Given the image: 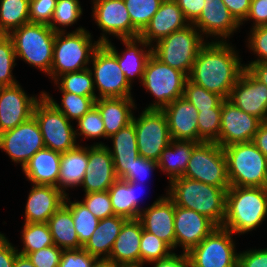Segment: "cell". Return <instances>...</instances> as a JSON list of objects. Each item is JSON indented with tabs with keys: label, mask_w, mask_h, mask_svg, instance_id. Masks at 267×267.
I'll return each mask as SVG.
<instances>
[{
	"label": "cell",
	"mask_w": 267,
	"mask_h": 267,
	"mask_svg": "<svg viewBox=\"0 0 267 267\" xmlns=\"http://www.w3.org/2000/svg\"><path fill=\"white\" fill-rule=\"evenodd\" d=\"M245 69L237 50L230 43L212 40L197 54L188 79L206 90L228 99Z\"/></svg>",
	"instance_id": "6da1fadb"
},
{
	"label": "cell",
	"mask_w": 267,
	"mask_h": 267,
	"mask_svg": "<svg viewBox=\"0 0 267 267\" xmlns=\"http://www.w3.org/2000/svg\"><path fill=\"white\" fill-rule=\"evenodd\" d=\"M169 184L166 195L174 205L192 209L222 227L228 189L185 177L173 179Z\"/></svg>",
	"instance_id": "7a4b0ae2"
},
{
	"label": "cell",
	"mask_w": 267,
	"mask_h": 267,
	"mask_svg": "<svg viewBox=\"0 0 267 267\" xmlns=\"http://www.w3.org/2000/svg\"><path fill=\"white\" fill-rule=\"evenodd\" d=\"M267 216V187L230 186L226 193L222 227L233 234H246Z\"/></svg>",
	"instance_id": "3957f363"
},
{
	"label": "cell",
	"mask_w": 267,
	"mask_h": 267,
	"mask_svg": "<svg viewBox=\"0 0 267 267\" xmlns=\"http://www.w3.org/2000/svg\"><path fill=\"white\" fill-rule=\"evenodd\" d=\"M92 36L85 28L78 27L70 33L56 32L50 78L54 81L67 72H78L89 67L94 51L100 42L92 43Z\"/></svg>",
	"instance_id": "277c9868"
},
{
	"label": "cell",
	"mask_w": 267,
	"mask_h": 267,
	"mask_svg": "<svg viewBox=\"0 0 267 267\" xmlns=\"http://www.w3.org/2000/svg\"><path fill=\"white\" fill-rule=\"evenodd\" d=\"M56 32L49 25L26 23L13 30L9 36L14 44L16 58L37 67L48 75L52 66Z\"/></svg>",
	"instance_id": "5b68a950"
},
{
	"label": "cell",
	"mask_w": 267,
	"mask_h": 267,
	"mask_svg": "<svg viewBox=\"0 0 267 267\" xmlns=\"http://www.w3.org/2000/svg\"><path fill=\"white\" fill-rule=\"evenodd\" d=\"M230 186L267 187V157L251 142L223 148Z\"/></svg>",
	"instance_id": "8992f818"
},
{
	"label": "cell",
	"mask_w": 267,
	"mask_h": 267,
	"mask_svg": "<svg viewBox=\"0 0 267 267\" xmlns=\"http://www.w3.org/2000/svg\"><path fill=\"white\" fill-rule=\"evenodd\" d=\"M206 43L199 30L190 24L155 43L152 53L163 63L189 76L197 54Z\"/></svg>",
	"instance_id": "52a82bcc"
},
{
	"label": "cell",
	"mask_w": 267,
	"mask_h": 267,
	"mask_svg": "<svg viewBox=\"0 0 267 267\" xmlns=\"http://www.w3.org/2000/svg\"><path fill=\"white\" fill-rule=\"evenodd\" d=\"M187 79L185 73L163 63L152 53L146 62L141 84L146 92L149 91L155 97V101L145 109L162 110L176 99L183 97Z\"/></svg>",
	"instance_id": "ba28073f"
},
{
	"label": "cell",
	"mask_w": 267,
	"mask_h": 267,
	"mask_svg": "<svg viewBox=\"0 0 267 267\" xmlns=\"http://www.w3.org/2000/svg\"><path fill=\"white\" fill-rule=\"evenodd\" d=\"M182 177L228 189L227 160L223 148L215 142L198 143Z\"/></svg>",
	"instance_id": "9c48e42d"
},
{
	"label": "cell",
	"mask_w": 267,
	"mask_h": 267,
	"mask_svg": "<svg viewBox=\"0 0 267 267\" xmlns=\"http://www.w3.org/2000/svg\"><path fill=\"white\" fill-rule=\"evenodd\" d=\"M33 117L39 125L45 148L63 153L79 145L71 121L44 96L35 104Z\"/></svg>",
	"instance_id": "30bf717a"
},
{
	"label": "cell",
	"mask_w": 267,
	"mask_h": 267,
	"mask_svg": "<svg viewBox=\"0 0 267 267\" xmlns=\"http://www.w3.org/2000/svg\"><path fill=\"white\" fill-rule=\"evenodd\" d=\"M232 235L229 230L216 227L187 252L190 267H237L238 253Z\"/></svg>",
	"instance_id": "8fae6325"
},
{
	"label": "cell",
	"mask_w": 267,
	"mask_h": 267,
	"mask_svg": "<svg viewBox=\"0 0 267 267\" xmlns=\"http://www.w3.org/2000/svg\"><path fill=\"white\" fill-rule=\"evenodd\" d=\"M138 154L158 161L161 152L170 144L167 117L162 110L144 109L138 118L133 116Z\"/></svg>",
	"instance_id": "7c38bea8"
},
{
	"label": "cell",
	"mask_w": 267,
	"mask_h": 267,
	"mask_svg": "<svg viewBox=\"0 0 267 267\" xmlns=\"http://www.w3.org/2000/svg\"><path fill=\"white\" fill-rule=\"evenodd\" d=\"M91 62L95 89L99 92L97 99L132 97V86L120 69L117 57L104 44L94 51Z\"/></svg>",
	"instance_id": "4fadbf2b"
},
{
	"label": "cell",
	"mask_w": 267,
	"mask_h": 267,
	"mask_svg": "<svg viewBox=\"0 0 267 267\" xmlns=\"http://www.w3.org/2000/svg\"><path fill=\"white\" fill-rule=\"evenodd\" d=\"M93 18L103 31L101 44L110 40L105 34L118 39L137 38L140 32L132 25L124 0H93Z\"/></svg>",
	"instance_id": "5bb4252c"
},
{
	"label": "cell",
	"mask_w": 267,
	"mask_h": 267,
	"mask_svg": "<svg viewBox=\"0 0 267 267\" xmlns=\"http://www.w3.org/2000/svg\"><path fill=\"white\" fill-rule=\"evenodd\" d=\"M44 148L43 136L33 116L0 134V149L6 152L12 162L21 164L22 168L37 151Z\"/></svg>",
	"instance_id": "9a60e30c"
},
{
	"label": "cell",
	"mask_w": 267,
	"mask_h": 267,
	"mask_svg": "<svg viewBox=\"0 0 267 267\" xmlns=\"http://www.w3.org/2000/svg\"><path fill=\"white\" fill-rule=\"evenodd\" d=\"M262 121L242 111L228 99L222 101L219 138L215 142L222 148L232 144L251 142Z\"/></svg>",
	"instance_id": "2e32d148"
},
{
	"label": "cell",
	"mask_w": 267,
	"mask_h": 267,
	"mask_svg": "<svg viewBox=\"0 0 267 267\" xmlns=\"http://www.w3.org/2000/svg\"><path fill=\"white\" fill-rule=\"evenodd\" d=\"M28 96L20 86L15 85L0 87V134L14 129L19 124L33 116L35 104L42 98Z\"/></svg>",
	"instance_id": "e0dca14e"
},
{
	"label": "cell",
	"mask_w": 267,
	"mask_h": 267,
	"mask_svg": "<svg viewBox=\"0 0 267 267\" xmlns=\"http://www.w3.org/2000/svg\"><path fill=\"white\" fill-rule=\"evenodd\" d=\"M117 179L112 156L104 143L88 146V165L80 185L85 194L108 191Z\"/></svg>",
	"instance_id": "ac0fdd59"
},
{
	"label": "cell",
	"mask_w": 267,
	"mask_h": 267,
	"mask_svg": "<svg viewBox=\"0 0 267 267\" xmlns=\"http://www.w3.org/2000/svg\"><path fill=\"white\" fill-rule=\"evenodd\" d=\"M228 100L242 111L267 121V85L257 80L246 68L232 88Z\"/></svg>",
	"instance_id": "d6986e66"
},
{
	"label": "cell",
	"mask_w": 267,
	"mask_h": 267,
	"mask_svg": "<svg viewBox=\"0 0 267 267\" xmlns=\"http://www.w3.org/2000/svg\"><path fill=\"white\" fill-rule=\"evenodd\" d=\"M217 226L198 212L175 205V248L181 246L184 253L198 245Z\"/></svg>",
	"instance_id": "ffe728a7"
},
{
	"label": "cell",
	"mask_w": 267,
	"mask_h": 267,
	"mask_svg": "<svg viewBox=\"0 0 267 267\" xmlns=\"http://www.w3.org/2000/svg\"><path fill=\"white\" fill-rule=\"evenodd\" d=\"M192 24L206 38L217 36L219 42H225L240 27L223 0H205L201 14Z\"/></svg>",
	"instance_id": "44dd1931"
},
{
	"label": "cell",
	"mask_w": 267,
	"mask_h": 267,
	"mask_svg": "<svg viewBox=\"0 0 267 267\" xmlns=\"http://www.w3.org/2000/svg\"><path fill=\"white\" fill-rule=\"evenodd\" d=\"M175 205L167 196H161L140 212L139 220L143 230L157 236L175 249L174 229Z\"/></svg>",
	"instance_id": "7402d4cb"
},
{
	"label": "cell",
	"mask_w": 267,
	"mask_h": 267,
	"mask_svg": "<svg viewBox=\"0 0 267 267\" xmlns=\"http://www.w3.org/2000/svg\"><path fill=\"white\" fill-rule=\"evenodd\" d=\"M162 111L167 117L172 140L199 143L198 111L192 103L181 97L165 106Z\"/></svg>",
	"instance_id": "603a6c76"
},
{
	"label": "cell",
	"mask_w": 267,
	"mask_h": 267,
	"mask_svg": "<svg viewBox=\"0 0 267 267\" xmlns=\"http://www.w3.org/2000/svg\"><path fill=\"white\" fill-rule=\"evenodd\" d=\"M188 25L190 23L176 1H163L139 37L153 46L154 42L157 43L172 32L184 29Z\"/></svg>",
	"instance_id": "cb8c5ba5"
},
{
	"label": "cell",
	"mask_w": 267,
	"mask_h": 267,
	"mask_svg": "<svg viewBox=\"0 0 267 267\" xmlns=\"http://www.w3.org/2000/svg\"><path fill=\"white\" fill-rule=\"evenodd\" d=\"M65 197L56 186L33 184L25 205V223H47Z\"/></svg>",
	"instance_id": "d4e9b609"
},
{
	"label": "cell",
	"mask_w": 267,
	"mask_h": 267,
	"mask_svg": "<svg viewBox=\"0 0 267 267\" xmlns=\"http://www.w3.org/2000/svg\"><path fill=\"white\" fill-rule=\"evenodd\" d=\"M119 40L122 41L126 47L125 51L121 52V55L111 41L104 43V45L117 57L120 69L124 73L129 84L132 86V81L135 76L139 77L138 79L140 81L142 80L146 62L152 54V46L140 37ZM139 45H142L143 48L139 47Z\"/></svg>",
	"instance_id": "484cf974"
},
{
	"label": "cell",
	"mask_w": 267,
	"mask_h": 267,
	"mask_svg": "<svg viewBox=\"0 0 267 267\" xmlns=\"http://www.w3.org/2000/svg\"><path fill=\"white\" fill-rule=\"evenodd\" d=\"M142 231L138 218L127 219L114 241L108 260L115 264H140Z\"/></svg>",
	"instance_id": "4316f807"
},
{
	"label": "cell",
	"mask_w": 267,
	"mask_h": 267,
	"mask_svg": "<svg viewBox=\"0 0 267 267\" xmlns=\"http://www.w3.org/2000/svg\"><path fill=\"white\" fill-rule=\"evenodd\" d=\"M94 106L99 110L105 128V139L126 127L133 120V97L125 98H98Z\"/></svg>",
	"instance_id": "83f0119b"
},
{
	"label": "cell",
	"mask_w": 267,
	"mask_h": 267,
	"mask_svg": "<svg viewBox=\"0 0 267 267\" xmlns=\"http://www.w3.org/2000/svg\"><path fill=\"white\" fill-rule=\"evenodd\" d=\"M61 153L44 148L37 151L22 168L32 185L57 186Z\"/></svg>",
	"instance_id": "f1b7e54d"
},
{
	"label": "cell",
	"mask_w": 267,
	"mask_h": 267,
	"mask_svg": "<svg viewBox=\"0 0 267 267\" xmlns=\"http://www.w3.org/2000/svg\"><path fill=\"white\" fill-rule=\"evenodd\" d=\"M109 138L113 149L105 146L112 156L116 176L121 179L139 156L134 123L131 122Z\"/></svg>",
	"instance_id": "f546056e"
},
{
	"label": "cell",
	"mask_w": 267,
	"mask_h": 267,
	"mask_svg": "<svg viewBox=\"0 0 267 267\" xmlns=\"http://www.w3.org/2000/svg\"><path fill=\"white\" fill-rule=\"evenodd\" d=\"M88 165V147L76 148L61 153L60 171L57 188L65 195L67 188L80 186Z\"/></svg>",
	"instance_id": "4dcf8cb0"
},
{
	"label": "cell",
	"mask_w": 267,
	"mask_h": 267,
	"mask_svg": "<svg viewBox=\"0 0 267 267\" xmlns=\"http://www.w3.org/2000/svg\"><path fill=\"white\" fill-rule=\"evenodd\" d=\"M126 220L117 215L99 220L94 233L82 248L97 259H108Z\"/></svg>",
	"instance_id": "1f68e13d"
},
{
	"label": "cell",
	"mask_w": 267,
	"mask_h": 267,
	"mask_svg": "<svg viewBox=\"0 0 267 267\" xmlns=\"http://www.w3.org/2000/svg\"><path fill=\"white\" fill-rule=\"evenodd\" d=\"M197 142L171 140L170 144L161 152L160 158L157 161L158 169L168 174L169 182L178 177H182L193 148Z\"/></svg>",
	"instance_id": "d6a6232c"
},
{
	"label": "cell",
	"mask_w": 267,
	"mask_h": 267,
	"mask_svg": "<svg viewBox=\"0 0 267 267\" xmlns=\"http://www.w3.org/2000/svg\"><path fill=\"white\" fill-rule=\"evenodd\" d=\"M54 244L62 250L79 249V237L71 211L63 204L47 221Z\"/></svg>",
	"instance_id": "836d02e7"
},
{
	"label": "cell",
	"mask_w": 267,
	"mask_h": 267,
	"mask_svg": "<svg viewBox=\"0 0 267 267\" xmlns=\"http://www.w3.org/2000/svg\"><path fill=\"white\" fill-rule=\"evenodd\" d=\"M29 22V0H0V34L9 35Z\"/></svg>",
	"instance_id": "e575fe53"
},
{
	"label": "cell",
	"mask_w": 267,
	"mask_h": 267,
	"mask_svg": "<svg viewBox=\"0 0 267 267\" xmlns=\"http://www.w3.org/2000/svg\"><path fill=\"white\" fill-rule=\"evenodd\" d=\"M62 94L60 106L53 97L43 91V96L70 121L82 118L94 106L97 99V96H81L69 92H62Z\"/></svg>",
	"instance_id": "d590c367"
},
{
	"label": "cell",
	"mask_w": 267,
	"mask_h": 267,
	"mask_svg": "<svg viewBox=\"0 0 267 267\" xmlns=\"http://www.w3.org/2000/svg\"><path fill=\"white\" fill-rule=\"evenodd\" d=\"M64 205L71 211L79 243L84 246L97 228L99 219L81 201L71 202L68 195Z\"/></svg>",
	"instance_id": "8d00e7d4"
},
{
	"label": "cell",
	"mask_w": 267,
	"mask_h": 267,
	"mask_svg": "<svg viewBox=\"0 0 267 267\" xmlns=\"http://www.w3.org/2000/svg\"><path fill=\"white\" fill-rule=\"evenodd\" d=\"M54 83L57 84L56 86L61 92H69L81 96H97L90 68L78 72L64 73L58 76Z\"/></svg>",
	"instance_id": "74e56055"
},
{
	"label": "cell",
	"mask_w": 267,
	"mask_h": 267,
	"mask_svg": "<svg viewBox=\"0 0 267 267\" xmlns=\"http://www.w3.org/2000/svg\"><path fill=\"white\" fill-rule=\"evenodd\" d=\"M114 214L134 219L133 182L117 179L108 189Z\"/></svg>",
	"instance_id": "f35d334b"
},
{
	"label": "cell",
	"mask_w": 267,
	"mask_h": 267,
	"mask_svg": "<svg viewBox=\"0 0 267 267\" xmlns=\"http://www.w3.org/2000/svg\"><path fill=\"white\" fill-rule=\"evenodd\" d=\"M21 233L23 249L19 251L17 248L19 254L27 256L31 252L54 245L47 223H24Z\"/></svg>",
	"instance_id": "ab89813d"
},
{
	"label": "cell",
	"mask_w": 267,
	"mask_h": 267,
	"mask_svg": "<svg viewBox=\"0 0 267 267\" xmlns=\"http://www.w3.org/2000/svg\"><path fill=\"white\" fill-rule=\"evenodd\" d=\"M132 25L141 33L160 8L162 0H124Z\"/></svg>",
	"instance_id": "60d3db41"
},
{
	"label": "cell",
	"mask_w": 267,
	"mask_h": 267,
	"mask_svg": "<svg viewBox=\"0 0 267 267\" xmlns=\"http://www.w3.org/2000/svg\"><path fill=\"white\" fill-rule=\"evenodd\" d=\"M82 11L79 0H57L49 27L55 32L66 31L64 27L75 24L83 14Z\"/></svg>",
	"instance_id": "b9f144b4"
},
{
	"label": "cell",
	"mask_w": 267,
	"mask_h": 267,
	"mask_svg": "<svg viewBox=\"0 0 267 267\" xmlns=\"http://www.w3.org/2000/svg\"><path fill=\"white\" fill-rule=\"evenodd\" d=\"M173 249L157 236L143 230L140 243V264L151 263L169 257Z\"/></svg>",
	"instance_id": "7bdbcfd3"
},
{
	"label": "cell",
	"mask_w": 267,
	"mask_h": 267,
	"mask_svg": "<svg viewBox=\"0 0 267 267\" xmlns=\"http://www.w3.org/2000/svg\"><path fill=\"white\" fill-rule=\"evenodd\" d=\"M222 102L211 110H200L198 112V134L199 143L216 142L220 133Z\"/></svg>",
	"instance_id": "ee69618b"
},
{
	"label": "cell",
	"mask_w": 267,
	"mask_h": 267,
	"mask_svg": "<svg viewBox=\"0 0 267 267\" xmlns=\"http://www.w3.org/2000/svg\"><path fill=\"white\" fill-rule=\"evenodd\" d=\"M14 44L9 35L0 34V87L11 86L18 83L14 79L12 70L16 65Z\"/></svg>",
	"instance_id": "f6af8a7d"
},
{
	"label": "cell",
	"mask_w": 267,
	"mask_h": 267,
	"mask_svg": "<svg viewBox=\"0 0 267 267\" xmlns=\"http://www.w3.org/2000/svg\"><path fill=\"white\" fill-rule=\"evenodd\" d=\"M183 97L192 103L198 112L216 108L224 100L218 94L206 90L189 79L186 80Z\"/></svg>",
	"instance_id": "bcb514c9"
},
{
	"label": "cell",
	"mask_w": 267,
	"mask_h": 267,
	"mask_svg": "<svg viewBox=\"0 0 267 267\" xmlns=\"http://www.w3.org/2000/svg\"><path fill=\"white\" fill-rule=\"evenodd\" d=\"M76 122L77 130H75L76 138L77 136H84L86 138H105V128L103 119L99 110L93 106L82 118L78 119ZM80 130V132H78Z\"/></svg>",
	"instance_id": "7dc6e473"
},
{
	"label": "cell",
	"mask_w": 267,
	"mask_h": 267,
	"mask_svg": "<svg viewBox=\"0 0 267 267\" xmlns=\"http://www.w3.org/2000/svg\"><path fill=\"white\" fill-rule=\"evenodd\" d=\"M84 196L85 198L81 202L99 220L115 215L108 191L90 192L84 194Z\"/></svg>",
	"instance_id": "c3c4849f"
},
{
	"label": "cell",
	"mask_w": 267,
	"mask_h": 267,
	"mask_svg": "<svg viewBox=\"0 0 267 267\" xmlns=\"http://www.w3.org/2000/svg\"><path fill=\"white\" fill-rule=\"evenodd\" d=\"M247 42L249 49L257 54L258 58L249 64H244L245 68L251 63L267 62V25L252 27Z\"/></svg>",
	"instance_id": "681fc988"
},
{
	"label": "cell",
	"mask_w": 267,
	"mask_h": 267,
	"mask_svg": "<svg viewBox=\"0 0 267 267\" xmlns=\"http://www.w3.org/2000/svg\"><path fill=\"white\" fill-rule=\"evenodd\" d=\"M57 0H29V19L32 23L49 25Z\"/></svg>",
	"instance_id": "f907efd6"
},
{
	"label": "cell",
	"mask_w": 267,
	"mask_h": 267,
	"mask_svg": "<svg viewBox=\"0 0 267 267\" xmlns=\"http://www.w3.org/2000/svg\"><path fill=\"white\" fill-rule=\"evenodd\" d=\"M97 260L83 248L63 250L58 267H93Z\"/></svg>",
	"instance_id": "816d5d0a"
},
{
	"label": "cell",
	"mask_w": 267,
	"mask_h": 267,
	"mask_svg": "<svg viewBox=\"0 0 267 267\" xmlns=\"http://www.w3.org/2000/svg\"><path fill=\"white\" fill-rule=\"evenodd\" d=\"M158 168L157 161L151 159H145L142 156H137L134 160L131 169L121 178V180H126L129 182H139L140 184L145 182V178L152 173V170Z\"/></svg>",
	"instance_id": "f5cc1de1"
},
{
	"label": "cell",
	"mask_w": 267,
	"mask_h": 267,
	"mask_svg": "<svg viewBox=\"0 0 267 267\" xmlns=\"http://www.w3.org/2000/svg\"><path fill=\"white\" fill-rule=\"evenodd\" d=\"M62 251V249L54 244L31 252L27 256L36 267H58Z\"/></svg>",
	"instance_id": "db71d44e"
},
{
	"label": "cell",
	"mask_w": 267,
	"mask_h": 267,
	"mask_svg": "<svg viewBox=\"0 0 267 267\" xmlns=\"http://www.w3.org/2000/svg\"><path fill=\"white\" fill-rule=\"evenodd\" d=\"M237 267H267V248L238 253Z\"/></svg>",
	"instance_id": "11a10c76"
},
{
	"label": "cell",
	"mask_w": 267,
	"mask_h": 267,
	"mask_svg": "<svg viewBox=\"0 0 267 267\" xmlns=\"http://www.w3.org/2000/svg\"><path fill=\"white\" fill-rule=\"evenodd\" d=\"M253 19V26L267 25V0H251L249 14L245 21Z\"/></svg>",
	"instance_id": "9f6ffc18"
},
{
	"label": "cell",
	"mask_w": 267,
	"mask_h": 267,
	"mask_svg": "<svg viewBox=\"0 0 267 267\" xmlns=\"http://www.w3.org/2000/svg\"><path fill=\"white\" fill-rule=\"evenodd\" d=\"M223 2L235 20L242 25L249 14L251 0H223Z\"/></svg>",
	"instance_id": "6f0895ef"
},
{
	"label": "cell",
	"mask_w": 267,
	"mask_h": 267,
	"mask_svg": "<svg viewBox=\"0 0 267 267\" xmlns=\"http://www.w3.org/2000/svg\"><path fill=\"white\" fill-rule=\"evenodd\" d=\"M17 254V249L0 232V267H13Z\"/></svg>",
	"instance_id": "680465c9"
},
{
	"label": "cell",
	"mask_w": 267,
	"mask_h": 267,
	"mask_svg": "<svg viewBox=\"0 0 267 267\" xmlns=\"http://www.w3.org/2000/svg\"><path fill=\"white\" fill-rule=\"evenodd\" d=\"M185 18L192 24L201 14L205 0H177Z\"/></svg>",
	"instance_id": "91938a15"
},
{
	"label": "cell",
	"mask_w": 267,
	"mask_h": 267,
	"mask_svg": "<svg viewBox=\"0 0 267 267\" xmlns=\"http://www.w3.org/2000/svg\"><path fill=\"white\" fill-rule=\"evenodd\" d=\"M153 267H190V261L187 253H181L177 255L172 253L169 257L152 262Z\"/></svg>",
	"instance_id": "94428289"
},
{
	"label": "cell",
	"mask_w": 267,
	"mask_h": 267,
	"mask_svg": "<svg viewBox=\"0 0 267 267\" xmlns=\"http://www.w3.org/2000/svg\"><path fill=\"white\" fill-rule=\"evenodd\" d=\"M252 142L267 157V121L260 123Z\"/></svg>",
	"instance_id": "6125c7cd"
},
{
	"label": "cell",
	"mask_w": 267,
	"mask_h": 267,
	"mask_svg": "<svg viewBox=\"0 0 267 267\" xmlns=\"http://www.w3.org/2000/svg\"><path fill=\"white\" fill-rule=\"evenodd\" d=\"M246 69L257 80L267 85V62L251 63Z\"/></svg>",
	"instance_id": "be15d7a7"
},
{
	"label": "cell",
	"mask_w": 267,
	"mask_h": 267,
	"mask_svg": "<svg viewBox=\"0 0 267 267\" xmlns=\"http://www.w3.org/2000/svg\"><path fill=\"white\" fill-rule=\"evenodd\" d=\"M13 267H36L28 256L17 254Z\"/></svg>",
	"instance_id": "e7e4bbea"
},
{
	"label": "cell",
	"mask_w": 267,
	"mask_h": 267,
	"mask_svg": "<svg viewBox=\"0 0 267 267\" xmlns=\"http://www.w3.org/2000/svg\"><path fill=\"white\" fill-rule=\"evenodd\" d=\"M139 182H133V195H134V219L139 218L140 212L143 210V208H139L140 206H138L140 199L138 200V189L139 187H141V185H139ZM139 185V187H138ZM138 188V189H137Z\"/></svg>",
	"instance_id": "03108f58"
},
{
	"label": "cell",
	"mask_w": 267,
	"mask_h": 267,
	"mask_svg": "<svg viewBox=\"0 0 267 267\" xmlns=\"http://www.w3.org/2000/svg\"><path fill=\"white\" fill-rule=\"evenodd\" d=\"M116 266L117 264L108 259H98L93 265V267H116Z\"/></svg>",
	"instance_id": "003e7915"
},
{
	"label": "cell",
	"mask_w": 267,
	"mask_h": 267,
	"mask_svg": "<svg viewBox=\"0 0 267 267\" xmlns=\"http://www.w3.org/2000/svg\"><path fill=\"white\" fill-rule=\"evenodd\" d=\"M116 267H143L142 264H117Z\"/></svg>",
	"instance_id": "a7ac6f4b"
}]
</instances>
